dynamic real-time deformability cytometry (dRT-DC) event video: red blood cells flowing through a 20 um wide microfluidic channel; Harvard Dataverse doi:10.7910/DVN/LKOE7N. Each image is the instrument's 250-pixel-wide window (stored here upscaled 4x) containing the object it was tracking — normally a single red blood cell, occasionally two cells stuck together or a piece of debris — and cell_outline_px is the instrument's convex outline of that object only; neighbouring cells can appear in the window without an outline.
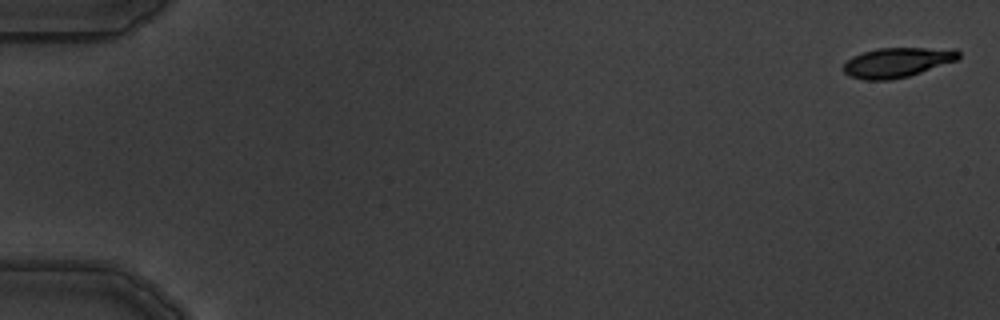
{"species": "common noctule bat (a hibernating species)", "species_latin": "Nyctalus noctula", "temperature_condition": "warm", "stored_images_in_passage": 5, "camera_frame_rate_fps": 3000, "um_per_image_px": 0.085, "animal": {"sex": "male", "body_mass_g": 19.5, "forearm_length_mm": 54.6}, "frame": {"image": 1, "passage_image": 1, "time_ms": 0.0, "image_size_px": [1000, 320], "cell_outline_px": [[960, 56], [956, 60], [908, 76], [888, 80], [864, 80], [848, 76], [840, 68], [852, 56], [864, 52], [880, 48], [956, 48], [960, 52]], "centroid_in_image_um": [76.23, 5.3], "position_along_channel_um": 8.8, "area_um2": 19.94}}
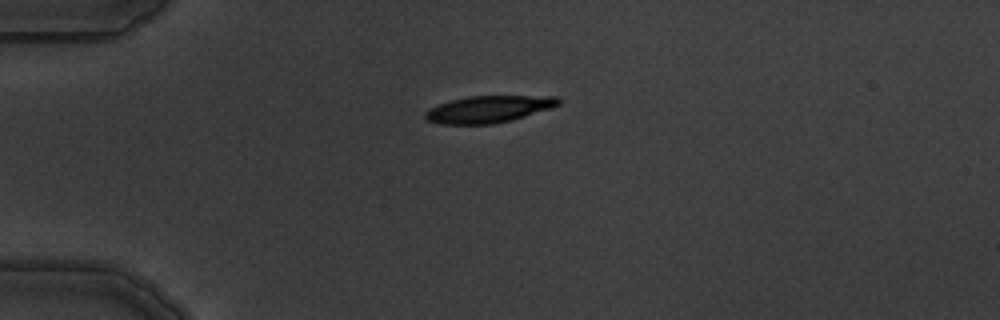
{"frame": {"image": 2, "passage_image": 4, "time_ms": 4.333, "image_size_px": [1000, 320], "cell_outline_px": [[560, 104], [552, 108], [512, 120], [492, 124], [440, 124], [428, 120], [424, 116], [424, 112], [428, 108], [452, 100], [468, 96], [560, 96]], "centroid_in_image_um": [41.55, 9.28], "position_along_channel_um": 43.4, "area_um2": 20.92}}